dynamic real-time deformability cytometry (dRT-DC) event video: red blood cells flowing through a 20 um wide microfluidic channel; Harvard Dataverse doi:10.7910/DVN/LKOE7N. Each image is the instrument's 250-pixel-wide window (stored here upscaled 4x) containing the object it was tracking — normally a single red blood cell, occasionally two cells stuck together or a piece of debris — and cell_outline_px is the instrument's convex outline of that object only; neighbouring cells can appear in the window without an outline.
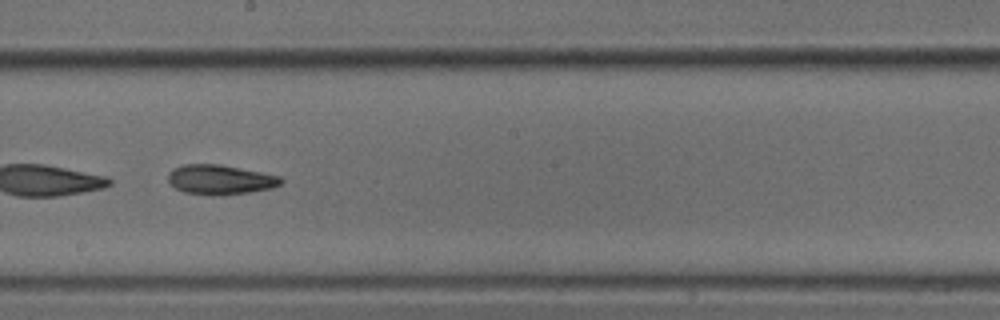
{"species": "common noctule bat (a hibernating species)", "species_latin": "Nyctalus noctula", "temperature_condition": "cold", "stored_images_in_passage": 38, "camera_frame_rate_fps": 3000, "um_per_image_px": 0.085, "animal": {"sex": "male", "body_mass_g": 18.8}, "frame": {"image": 1, "passage_image": 17, "time_ms": 5.333, "image_size_px": [1000, 320], "cell_outline_px": [[284, 180], [280, 184], [272, 188], [248, 192], [220, 196], [212, 196], [184, 192], [176, 188], [168, 180], [168, 172], [172, 168], [184, 164], [220, 164], [280, 176]], "centroid_in_image_um": [18.69, 15.27], "position_along_channel_um": 229.5, "area_um2": 19.59}}